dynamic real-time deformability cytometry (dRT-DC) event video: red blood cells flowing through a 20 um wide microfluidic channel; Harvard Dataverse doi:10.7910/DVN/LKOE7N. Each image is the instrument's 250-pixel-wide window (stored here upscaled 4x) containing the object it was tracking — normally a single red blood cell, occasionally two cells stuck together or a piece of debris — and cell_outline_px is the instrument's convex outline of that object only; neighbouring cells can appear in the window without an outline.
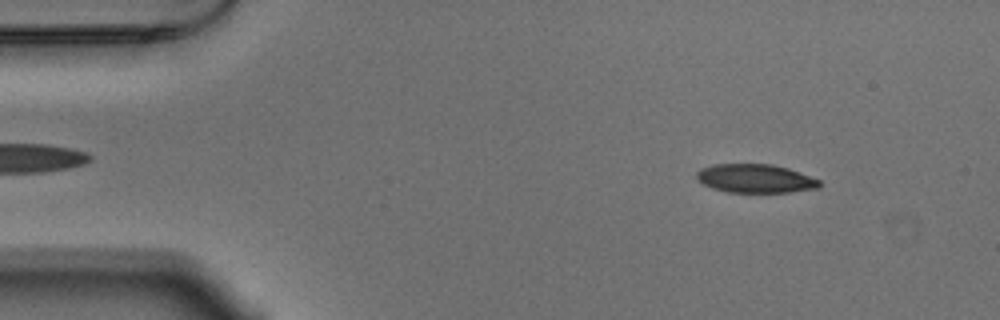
{"species": "Egyptian fruit bat (a non-hibernating species)", "species_latin": "Rousettus aegyptiacus", "temperature_condition": "warm", "stored_images_in_passage": 53, "camera_frame_rate_fps": 3000, "um_per_image_px": 0.085, "animal": {"sex": "male"}, "frame": {"image": 1, "passage_image": 6, "time_ms": 1.667, "image_size_px": [1000, 320], "cell_outline_px": [[820, 188], [788, 192], [728, 192], [712, 188], [696, 180], [696, 172], [700, 168], [712, 164], [772, 164], [788, 168], [800, 172], [820, 180]], "centroid_in_image_um": [64.18, 15.16], "position_along_channel_um": 20.8, "area_um2": 20.63}}
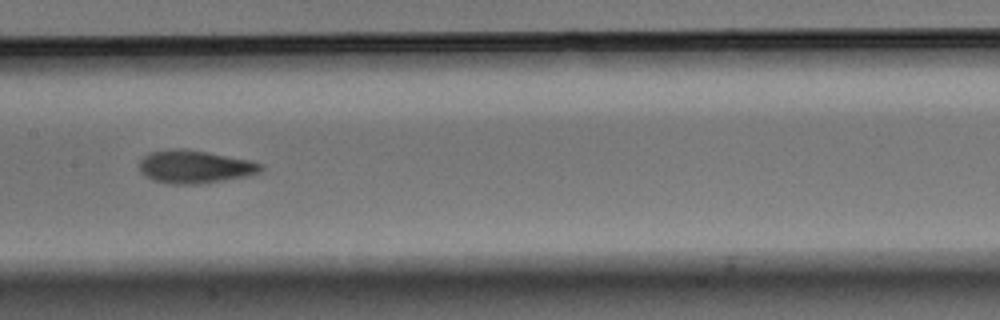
{"frame": {"image": 2, "passage_image": 26, "time_ms": 8.333, "image_size_px": [1000, 320], "cell_outline_px": [[264, 168], [260, 172], [244, 176], [224, 180], [200, 184], [168, 184], [152, 180], [144, 176], [140, 172], [140, 160], [148, 152], [168, 148], [208, 152], [248, 160], [264, 164]], "centroid_in_image_um": [16.51, 14.18], "position_along_channel_um": 190.9, "area_um2": 23.35}}
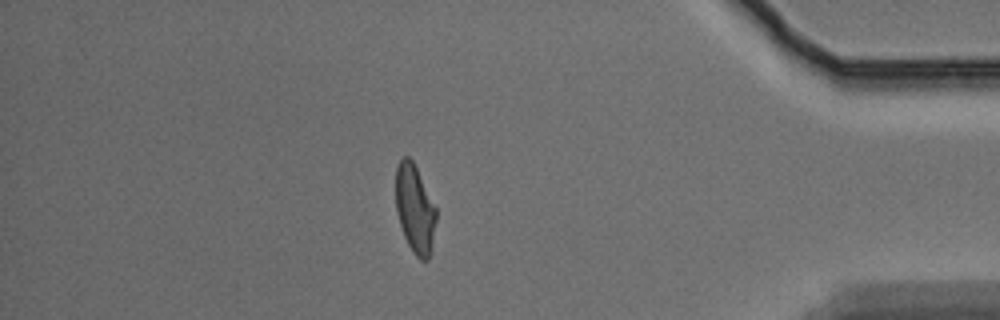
{"frame": {"image": 3, "passage_image": 46, "time_ms": 15.0, "image_size_px": [1000, 320], "cell_outline_px": [[436, 220], [432, 244], [428, 260], [420, 260], [412, 252], [404, 236], [396, 212], [396, 168], [400, 160], [404, 156], [408, 156], [412, 160], [436, 208]], "centroid_in_image_um": [35.25, 17.78], "position_along_channel_um": 399.9, "area_um2": 20.58}, "authors_computed_cell_mechanics": {"area_um2": 21.7906, "velocity_mm_per_s": 3.7147, "shape_relaxation_time_tau1_ms": 6.5506, "shape_relaxation_time_tau2_ms": 2.0974, "deformation_change_tau1": 0.2169, "deformation_change_tau2": 0.0807}}